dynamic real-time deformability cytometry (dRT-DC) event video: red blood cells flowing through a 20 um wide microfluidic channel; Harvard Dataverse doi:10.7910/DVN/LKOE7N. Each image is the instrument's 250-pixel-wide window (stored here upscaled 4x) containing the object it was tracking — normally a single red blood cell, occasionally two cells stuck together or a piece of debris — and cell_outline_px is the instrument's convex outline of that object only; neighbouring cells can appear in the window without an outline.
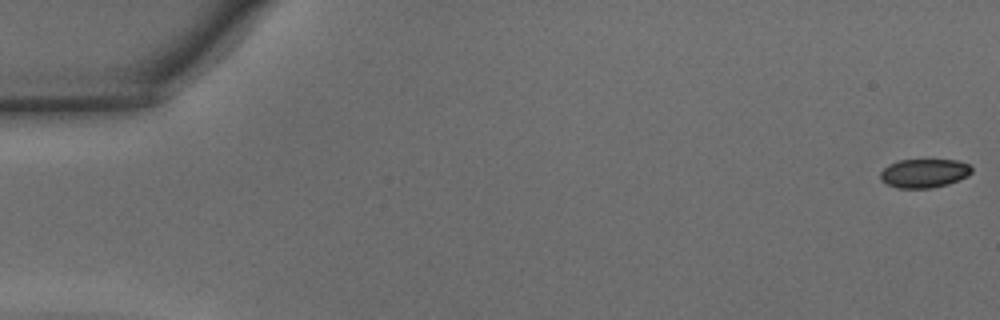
{"species": "common noctule bat (a hibernating species)", "species_latin": "Nyctalus noctula", "temperature_condition": "warm", "stored_images_in_passage": 47, "camera_frame_rate_fps": 3000, "um_per_image_px": 0.085, "animal": {"sex": "male", "body_mass_g": 15.6}, "frame": {"image": 1, "passage_image": 1, "time_ms": 0.0, "image_size_px": [1000, 320], "cell_outline_px": [[972, 172], [968, 176], [948, 184], [932, 188], [900, 188], [888, 184], [880, 180], [880, 172], [888, 164], [900, 160], [956, 160], [968, 164], [972, 168]], "centroid_in_image_um": [78.55, 14.72], "position_along_channel_um": 6.4, "area_um2": 15.32}}
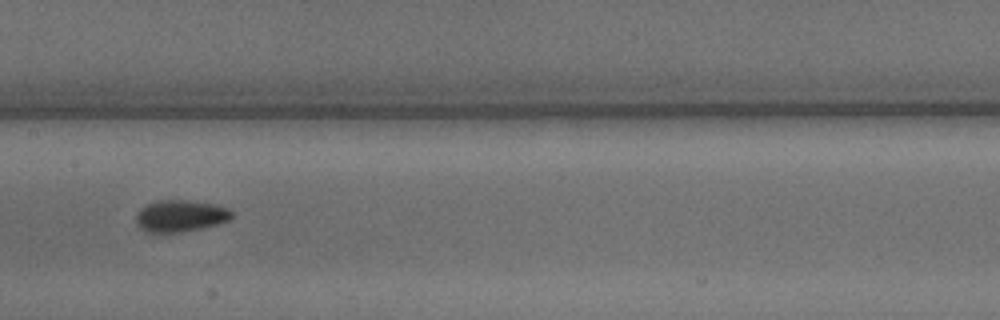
{"frame": {"image": 2, "passage_image": 24, "time_ms": 7.667, "image_size_px": [1000, 320], "cell_outline_px": [[232, 216], [228, 220], [216, 224], [200, 228], [180, 232], [148, 232], [140, 228], [136, 220], [136, 212], [140, 208], [156, 200], [184, 200], [216, 204], [228, 208], [232, 212]], "centroid_in_image_um": [15.31, 18.34], "position_along_channel_um": 192.1, "area_um2": 17.57}}
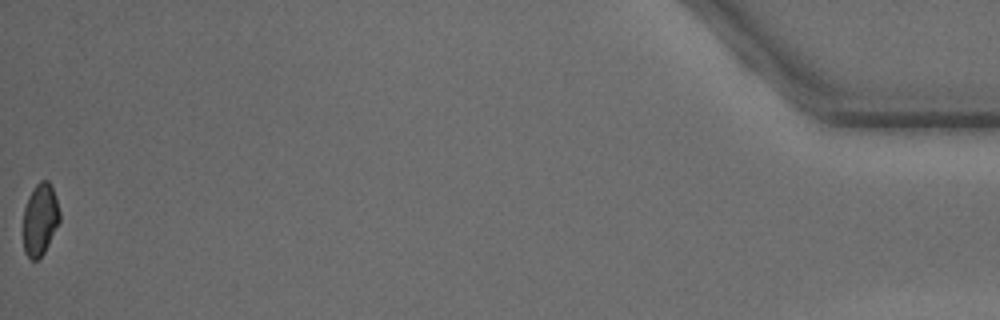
{"frame": {"image": 3, "passage_image": 47, "time_ms": 15.333, "image_size_px": [1000, 320], "cell_outline_px": [[60, 220], [44, 252], [36, 260], [32, 260], [24, 252], [24, 208], [28, 196], [36, 184], [40, 180], [48, 180], [52, 188], [60, 212]], "centroid_in_image_um": [3.4, 18.63], "position_along_channel_um": 431.8, "area_um2": 15.03}, "authors_computed_cell_mechanics": {"area_um2": 16.8198, "velocity_mm_per_s": 4.3859, "shape_relaxation_time_tau1_ms": 6.1514, "shape_relaxation_time_tau2_ms": 3.3403, "deformation_change_tau1": 0.1268, "deformation_change_tau2": 0.0706}}